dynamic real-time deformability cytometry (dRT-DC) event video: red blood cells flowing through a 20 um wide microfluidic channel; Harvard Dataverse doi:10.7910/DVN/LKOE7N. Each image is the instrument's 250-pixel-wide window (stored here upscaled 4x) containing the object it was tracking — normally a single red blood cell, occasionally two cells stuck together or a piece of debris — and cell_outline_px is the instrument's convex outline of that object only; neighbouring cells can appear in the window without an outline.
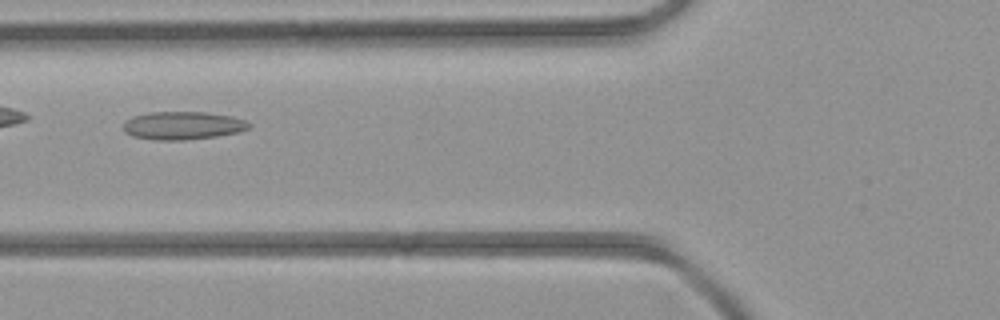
{"species": "common noctule bat (a hibernating species)", "species_latin": "Nyctalus noctula", "temperature_condition": "room temperature", "stored_images_in_passage": 5, "camera_frame_rate_fps": 3000, "um_per_image_px": 0.085, "animal": {"sex": "female", "body_mass_g": 21.9}, "frame": {"image": 1, "passage_image": 5, "time_ms": 4.667, "image_size_px": [1000, 320], "cell_outline_px": [[252, 124], [248, 128], [236, 132], [216, 136], [184, 140], [152, 140], [132, 136], [124, 132], [124, 124], [128, 120], [136, 116], [148, 112], [204, 112], [232, 116], [244, 120]], "centroid_in_image_um": [15.53, 10.67], "position_along_channel_um": 110.3, "area_um2": 20.35}}